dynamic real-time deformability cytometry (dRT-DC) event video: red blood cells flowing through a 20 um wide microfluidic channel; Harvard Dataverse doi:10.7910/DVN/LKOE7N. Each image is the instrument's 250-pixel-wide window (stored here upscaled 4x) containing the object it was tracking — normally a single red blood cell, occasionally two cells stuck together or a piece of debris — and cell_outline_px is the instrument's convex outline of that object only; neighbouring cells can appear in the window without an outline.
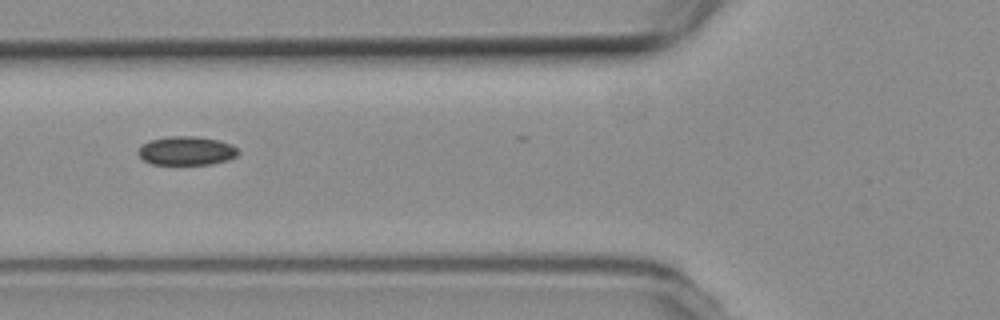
{"species": "common noctule bat (a hibernating species)", "species_latin": "Nyctalus noctula", "temperature_condition": "room temperature", "stored_images_in_passage": 6, "camera_frame_rate_fps": 3000, "um_per_image_px": 0.085, "animal": {"sex": "female", "body_mass_g": 19.3, "forearm_length_mm": 54.1}, "frame": {"image": 1, "passage_image": 2, "time_ms": 2.0, "image_size_px": [1000, 320], "cell_outline_px": [[240, 152], [236, 156], [228, 160], [212, 164], [152, 164], [144, 160], [136, 152], [140, 144], [148, 140], [168, 136], [196, 136], [220, 140], [232, 144]], "centroid_in_image_um": [15.83, 12.8], "position_along_channel_um": 110.0, "area_um2": 17.05}}
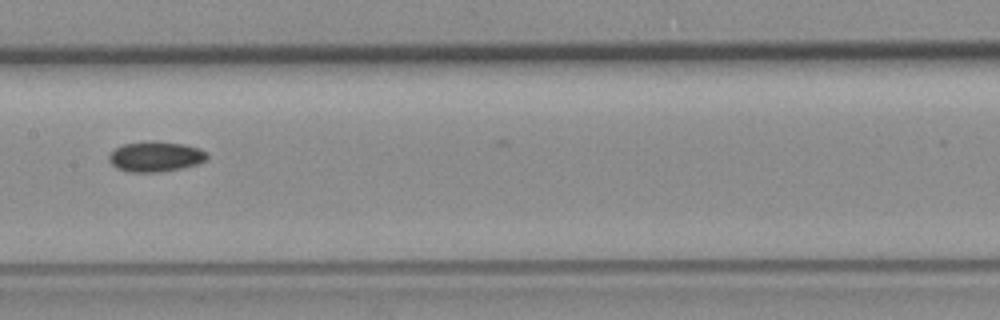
{"frame": {"image": 2, "passage_image": 4, "time_ms": 4.333, "image_size_px": [1000, 320], "cell_outline_px": [[208, 160], [196, 164], [180, 168], [160, 172], [128, 172], [116, 168], [108, 160], [108, 156], [116, 148], [124, 144], [152, 140], [184, 144], [200, 148], [208, 152]], "centroid_in_image_um": [13.24, 13.3], "position_along_channel_um": 194.2, "area_um2": 17.46}}
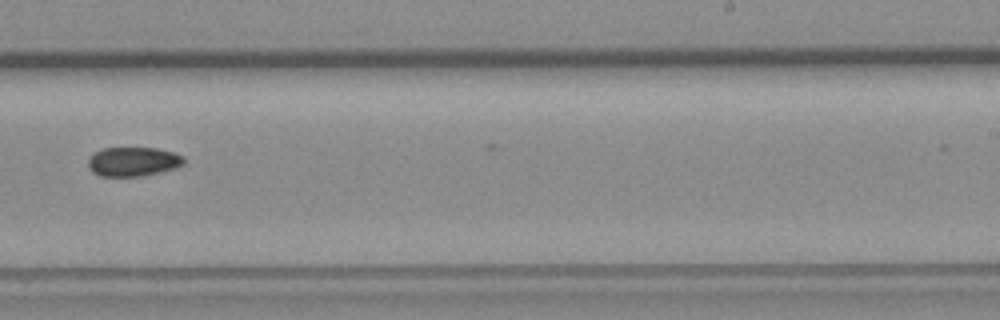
{"frame": {"image": 3, "passage_image": 6, "time_ms": 6.667, "image_size_px": [1000, 320], "cell_outline_px": [[184, 164], [176, 168], [144, 176], [100, 176], [92, 172], [88, 168], [88, 160], [96, 152], [104, 148], [156, 148], [172, 152], [184, 156]], "centroid_in_image_um": [11.33, 13.75], "position_along_channel_um": 277.7, "area_um2": 16.3}}